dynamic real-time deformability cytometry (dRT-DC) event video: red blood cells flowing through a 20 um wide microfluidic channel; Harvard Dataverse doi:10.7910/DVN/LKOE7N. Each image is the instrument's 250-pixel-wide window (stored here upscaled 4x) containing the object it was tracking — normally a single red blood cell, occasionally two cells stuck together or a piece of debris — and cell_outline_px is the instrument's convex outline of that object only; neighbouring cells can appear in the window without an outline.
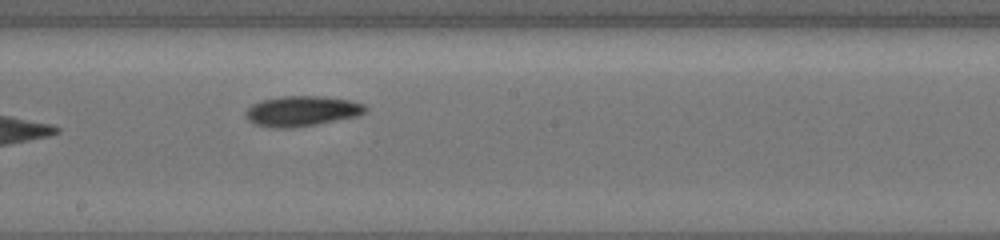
{"species": "common noctule bat (a hibernating species)", "species_latin": "Nyctalus noctula", "temperature_condition": "cold", "stored_images_in_passage": 12, "camera_frame_rate_fps": 3000, "um_per_image_px": 0.085, "animal": {"sex": "female", "body_mass_g": 19.5, "forearm_length_mm": 54.1}, "frame": {"image": 1, "passage_image": 12, "time_ms": 10.333, "image_size_px": [1000, 240], "cell_outline_px": [[368, 108], [360, 116], [316, 124], [292, 128], [272, 128], [256, 124], [248, 120], [244, 112], [252, 104], [260, 100], [280, 96], [320, 96], [348, 100], [364, 104]], "centroid_in_image_um": [25.64, 9.44], "position_along_channel_um": 222.6, "area_um2": 21.21}}